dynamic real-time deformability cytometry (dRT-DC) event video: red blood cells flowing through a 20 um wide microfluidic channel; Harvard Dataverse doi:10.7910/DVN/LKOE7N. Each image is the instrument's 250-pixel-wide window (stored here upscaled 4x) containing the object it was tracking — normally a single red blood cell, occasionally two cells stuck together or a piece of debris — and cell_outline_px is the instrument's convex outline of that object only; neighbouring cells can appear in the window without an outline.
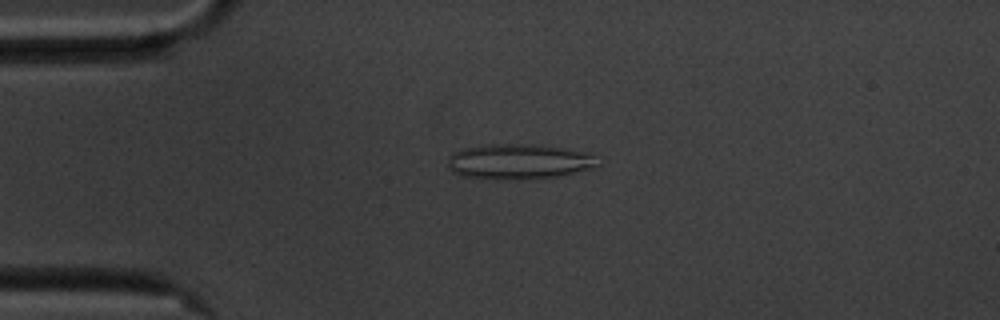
{"species": "common noctule bat (a hibernating species)", "species_latin": "Nyctalus noctula", "temperature_condition": "cold", "stored_images_in_passage": 54, "camera_frame_rate_fps": 3000, "um_per_image_px": 0.085, "animal": {"sex": "male", "body_mass_g": 20.1, "forearm_length_mm": 53.5}, "frame": {"image": 1, "passage_image": 11, "time_ms": 3.333, "image_size_px": [1000, 320], "cell_outline_px": [[600, 164], [592, 168], [556, 176], [520, 180], [496, 180], [460, 176], [452, 172], [448, 164], [448, 156], [452, 152], [460, 148], [492, 144], [536, 144], [564, 148], [584, 152], [592, 156]], "centroid_in_image_um": [44.01, 13.74], "position_along_channel_um": 41.0, "area_um2": 31.04}}
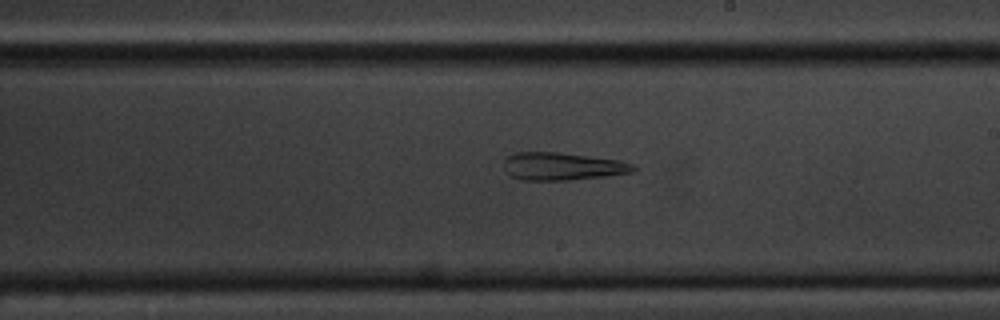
{"frame": {"image": 2, "passage_image": 30, "time_ms": 9.667, "image_size_px": [1000, 320], "cell_outline_px": [[636, 168], [632, 172], [604, 176], [568, 180], [520, 180], [508, 176], [504, 168], [504, 160], [512, 152], [560, 152], [620, 160], [632, 164]], "centroid_in_image_um": [47.73, 14.13], "position_along_channel_um": 241.3, "area_um2": 21.04}}
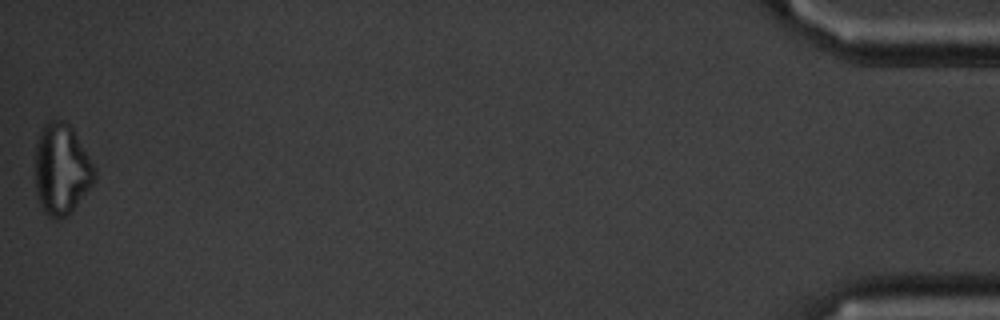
{"frame": {"image": 3, "passage_image": 54, "time_ms": 17.667, "image_size_px": [1000, 320], "cell_outline_px": [[96, 180], [76, 204], [60, 220], [48, 216], [44, 212], [36, 196], [36, 144], [44, 124], [48, 120], [60, 120], [68, 124], [72, 128], [96, 168]], "centroid_in_image_um": [5.23, 14.38], "position_along_channel_um": 430.0, "area_um2": 31.1}, "authors_computed_cell_mechanics": {"area_um2": 27.8018, "velocity_mm_per_s": 3.5452, "shape_relaxation_time_tau1_ms": null, "shape_relaxation_time_tau2_ms": 4.0863, "deformation_change_tau1": null, "deformation_change_tau2": 0.1693}}